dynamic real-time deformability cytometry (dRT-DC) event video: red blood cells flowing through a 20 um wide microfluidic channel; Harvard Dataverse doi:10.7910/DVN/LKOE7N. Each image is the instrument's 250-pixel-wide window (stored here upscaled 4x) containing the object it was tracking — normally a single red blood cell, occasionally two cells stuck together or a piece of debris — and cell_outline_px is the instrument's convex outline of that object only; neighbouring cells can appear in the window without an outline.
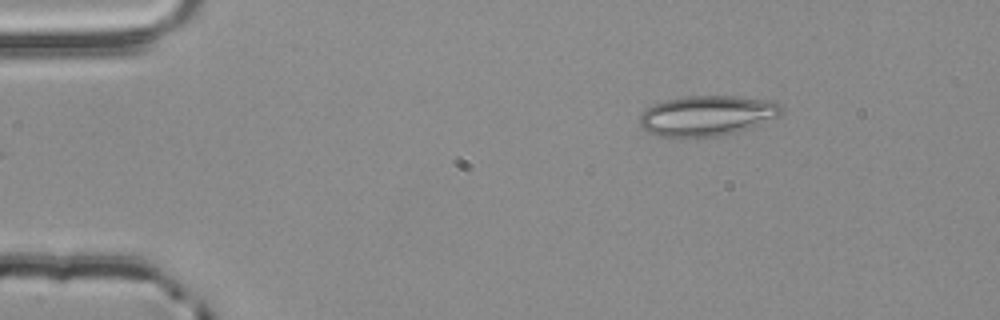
{"species": "common noctule bat (a hibernating species)", "species_latin": "Nyctalus noctula", "temperature_condition": "room temperature", "stored_images_in_passage": 3, "camera_frame_rate_fps": 3000, "um_per_image_px": 0.085, "animal": {"sex": "male", "body_mass_g": 20.4}, "frame": {"image": 1, "passage_image": 3, "time_ms": 0.667, "image_size_px": [1000, 320], "cell_outline_px": [[784, 108], [776, 116], [748, 128], [736, 132], [716, 136], [656, 136], [648, 132], [640, 124], [640, 116], [648, 108], [664, 100], [684, 96], [736, 96], [776, 100]], "centroid_in_image_um": [60.11, 9.8], "position_along_channel_um": 24.9, "area_um2": 32.83}}